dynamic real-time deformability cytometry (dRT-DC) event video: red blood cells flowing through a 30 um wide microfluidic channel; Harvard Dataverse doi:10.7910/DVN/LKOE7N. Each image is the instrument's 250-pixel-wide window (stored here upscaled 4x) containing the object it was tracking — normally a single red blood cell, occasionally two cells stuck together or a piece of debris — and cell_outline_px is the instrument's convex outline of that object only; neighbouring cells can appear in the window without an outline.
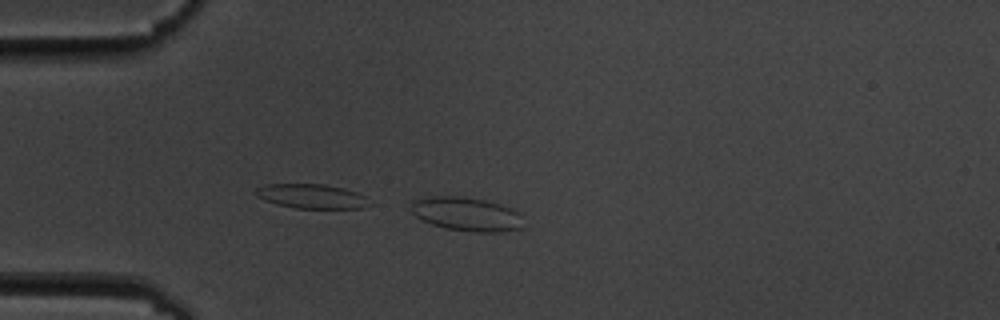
{"species": "common noctule bat (a hibernating species)", "species_latin": "Nyctalus noctula", "temperature_condition": "cold", "stored_images_in_passage": 7, "camera_frame_rate_fps": 3000, "um_per_image_px": 0.085, "animal": {"sex": "male", "body_mass_g": 19.5, "forearm_length_mm": 54.6}, "frame": {"image": 1, "passage_image": 1, "time_ms": 0.0, "image_size_px": [1000, 320], "cell_outline_px": [[520, 228], [500, 232], [472, 232], [444, 228], [420, 220], [408, 208], [412, 200], [428, 196], [460, 196], [484, 200], [512, 208], [520, 216]], "centroid_in_image_um": [39.55, 18.19], "position_along_channel_um": 45.5, "area_um2": 22.14}}
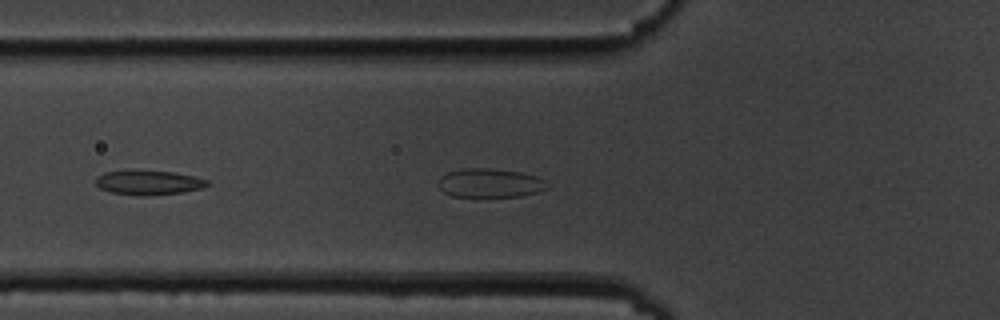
{"frame": {"image": 2, "passage_image": 6, "time_ms": 1.667, "image_size_px": [1000, 320], "cell_outline_px": [[212, 184], [204, 188], [184, 192], [144, 196], [140, 196], [112, 192], [100, 188], [96, 184], [96, 176], [104, 172], [176, 172], [196, 176], [208, 180]], "centroid_in_image_um": [12.73, 15.54], "position_along_channel_um": 113.1, "area_um2": 15.66}}